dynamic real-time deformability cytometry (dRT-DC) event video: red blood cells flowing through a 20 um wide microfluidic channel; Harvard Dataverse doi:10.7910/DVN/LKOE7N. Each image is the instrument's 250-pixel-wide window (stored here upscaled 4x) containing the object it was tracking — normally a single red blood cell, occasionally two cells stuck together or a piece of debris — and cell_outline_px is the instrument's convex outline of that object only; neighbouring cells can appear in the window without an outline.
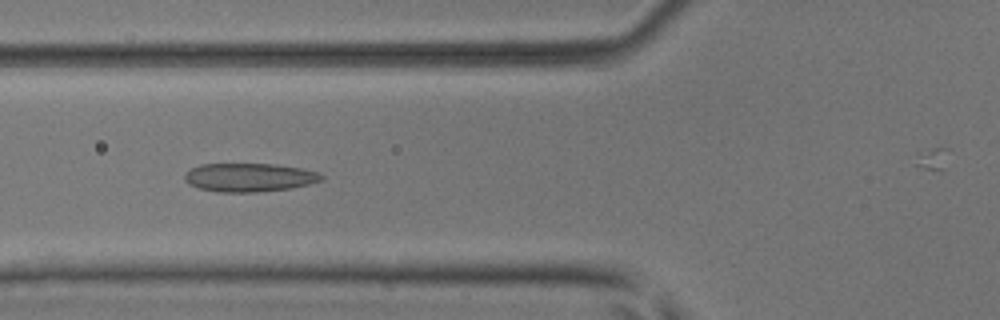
{"species": "common noctule bat (a hibernating species)", "species_latin": "Nyctalus noctula", "temperature_condition": "room temperature", "stored_images_in_passage": 6, "camera_frame_rate_fps": 3000, "um_per_image_px": 0.085, "animal": {"sex": "male", "body_mass_g": 17.9, "forearm_length_mm": 54.2}, "frame": {"image": 1, "passage_image": 6, "time_ms": 1.667, "image_size_px": [1000, 320], "cell_outline_px": [[324, 180], [292, 188], [256, 192], [220, 192], [200, 188], [188, 184], [184, 180], [184, 172], [200, 164], [272, 164], [300, 168], [320, 172], [324, 176]], "centroid_in_image_um": [21.19, 15.08], "position_along_channel_um": 104.6, "area_um2": 22.83}}